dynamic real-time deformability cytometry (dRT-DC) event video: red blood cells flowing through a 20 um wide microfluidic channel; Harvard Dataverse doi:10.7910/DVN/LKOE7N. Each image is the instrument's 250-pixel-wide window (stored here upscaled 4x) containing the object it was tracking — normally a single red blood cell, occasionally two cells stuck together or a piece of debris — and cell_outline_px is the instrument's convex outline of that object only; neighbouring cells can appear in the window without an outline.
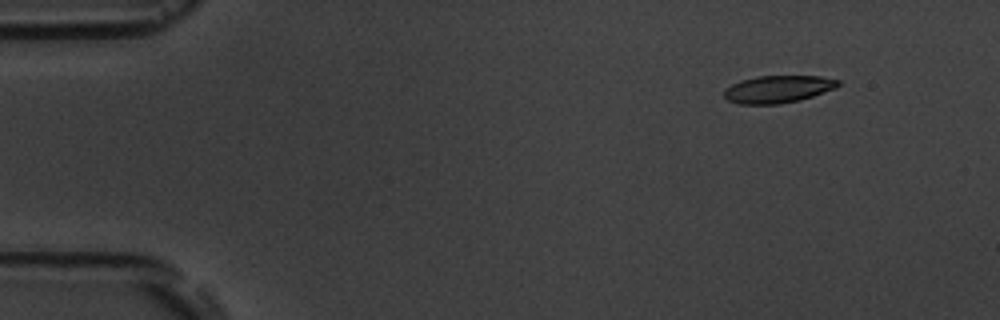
{"species": "common noctule bat (a hibernating species)", "species_latin": "Nyctalus noctula", "temperature_condition": "room temperature", "stored_images_in_passage": 5, "segment_of_instrument_passage": [1, 2], "camera_frame_rate_fps": 3000, "um_per_image_px": 0.085, "animal": {"sex": "male", "body_mass_g": 19.5, "forearm_length_mm": 54.6}, "frame": {"image": 1, "passage_image": 1, "time_ms": 0.0, "image_size_px": [1000, 320], "cell_outline_px": [[840, 84], [836, 88], [800, 100], [780, 104], [740, 104], [728, 100], [724, 96], [724, 88], [740, 80], [756, 76], [820, 76], [840, 80]], "centroid_in_image_um": [66.12, 7.57], "position_along_channel_um": 18.9, "area_um2": 18.26}}
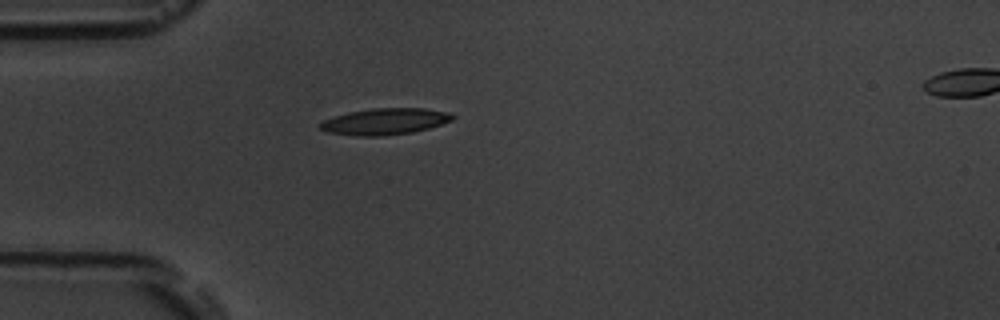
{"frame": {"image": 2, "passage_image": 4, "time_ms": 3.333, "image_size_px": [1000, 320], "cell_outline_px": [[456, 116], [452, 120], [428, 128], [412, 132], [380, 136], [356, 136], [328, 132], [320, 128], [320, 124], [324, 120], [348, 112], [372, 108], [424, 108], [448, 112]], "centroid_in_image_um": [32.73, 10.32], "position_along_channel_um": 52.3, "area_um2": 20.17}}